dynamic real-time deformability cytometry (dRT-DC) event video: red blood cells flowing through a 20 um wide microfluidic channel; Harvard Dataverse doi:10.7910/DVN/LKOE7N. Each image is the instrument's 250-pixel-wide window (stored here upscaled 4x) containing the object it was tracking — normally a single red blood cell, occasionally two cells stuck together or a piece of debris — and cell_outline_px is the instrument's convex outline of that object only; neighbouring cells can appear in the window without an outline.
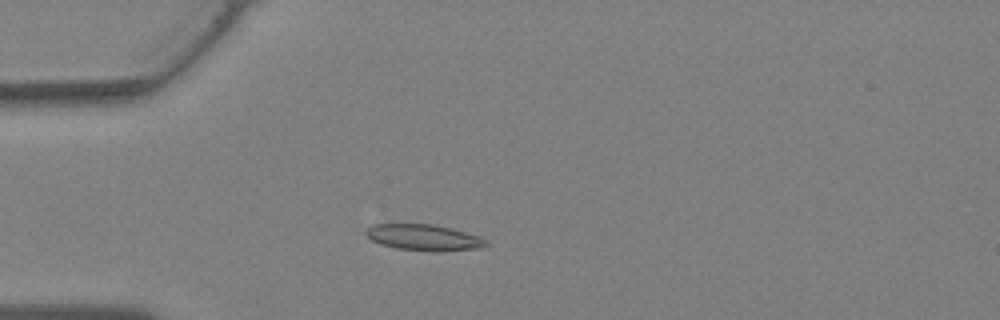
{"species": "Egyptian fruit bat (a non-hibernating species)", "species_latin": "Rousettus aegyptiacus", "temperature_condition": "warm", "stored_images_in_passage": 37, "camera_frame_rate_fps": 3000, "um_per_image_px": 0.085, "animal": {"sex": "female"}, "frame": {"image": 1, "passage_image": 9, "time_ms": 2.667, "image_size_px": [1000, 320], "cell_outline_px": [[488, 244], [480, 248], [432, 252], [396, 248], [380, 244], [372, 240], [364, 232], [368, 228], [376, 224], [432, 224], [452, 228], [480, 236]], "centroid_in_image_um": [36.03, 20.19], "position_along_channel_um": 49.0, "area_um2": 18.21}}
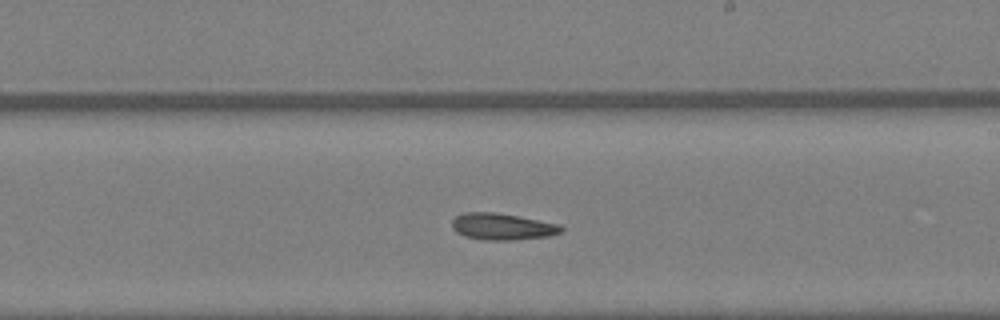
{"frame": {"image": 2, "passage_image": 21, "time_ms": 6.667, "image_size_px": [1000, 320], "cell_outline_px": [[564, 228], [560, 232], [548, 236], [516, 240], [488, 240], [464, 236], [456, 232], [452, 228], [452, 220], [456, 216], [464, 212], [492, 212], [516, 216], [560, 224]], "centroid_in_image_um": [42.67, 19.26], "position_along_channel_um": 246.3, "area_um2": 16.82}}
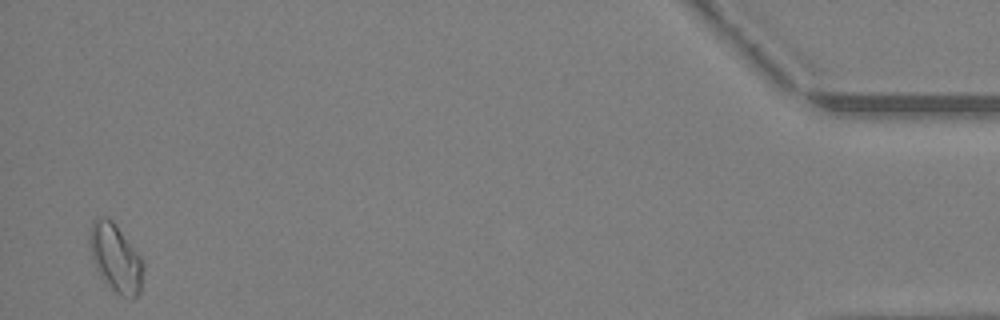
{"frame": {"image": 3, "passage_image": 36, "time_ms": 11.667, "image_size_px": [1000, 320], "cell_outline_px": [[144, 268], [140, 292], [132, 300], [116, 292], [100, 276], [96, 268], [92, 256], [88, 240], [88, 232], [92, 220], [100, 216], [104, 216], [112, 220], [140, 256], [144, 264]], "centroid_in_image_um": [9.82, 21.91], "position_along_channel_um": 425.4, "area_um2": 21.21}}